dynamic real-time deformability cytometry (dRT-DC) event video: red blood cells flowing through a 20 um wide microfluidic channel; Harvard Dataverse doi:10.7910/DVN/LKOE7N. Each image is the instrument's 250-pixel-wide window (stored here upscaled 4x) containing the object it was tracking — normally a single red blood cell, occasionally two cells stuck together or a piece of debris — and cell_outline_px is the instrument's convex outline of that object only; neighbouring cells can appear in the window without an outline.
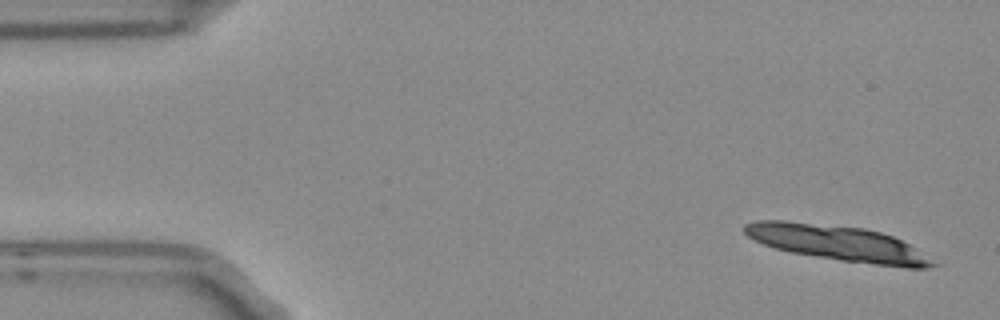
{"species": "Egyptian fruit bat (a non-hibernating species)", "species_latin": "Rousettus aegyptiacus", "temperature_condition": "room temperature", "stored_images_in_passage": 9, "camera_frame_rate_fps": 3000, "um_per_image_px": 0.085, "frame": {"image": 1, "passage_image": 1, "time_ms": 0.0, "image_size_px": [1000, 320], "cell_outline_px": [[940, 264], [928, 268], [908, 268], [844, 260], [792, 252], [776, 248], [764, 244], [748, 236], [744, 232], [744, 224], [756, 220], [788, 220], [864, 228], [880, 232], [892, 236], [908, 244]], "centroid_in_image_um": [71.21, 20.65], "position_along_channel_um": 13.8, "area_um2": 38.32}}
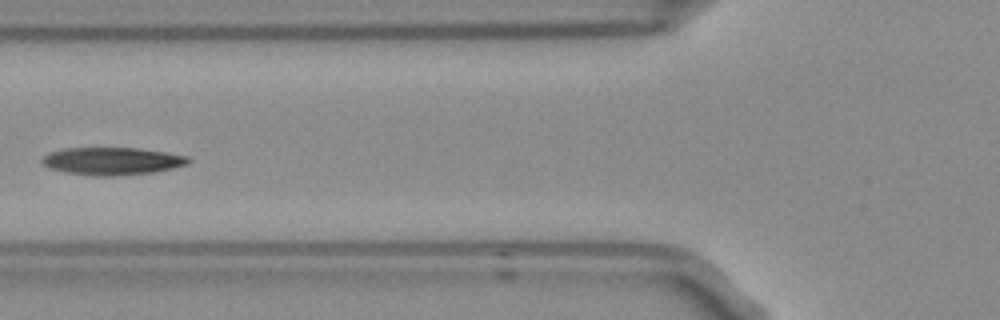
{"frame": {"image": 2, "passage_image": 6, "time_ms": 1.667, "image_size_px": [1000, 320], "cell_outline_px": [[192, 160], [188, 164], [172, 168], [152, 172], [116, 176], [92, 176], [68, 172], [48, 168], [40, 160], [48, 152], [64, 148], [136, 148], [164, 152], [188, 156]], "centroid_in_image_um": [9.51, 13.69], "position_along_channel_um": 116.3, "area_um2": 23.47}}
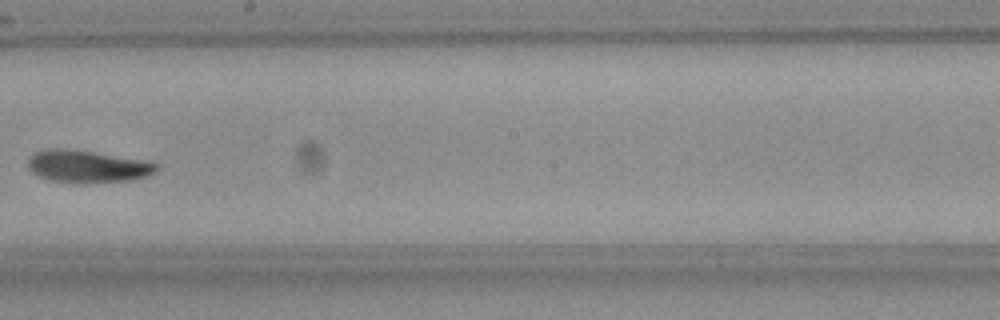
{"frame": {"image": 3, "passage_image": 9, "time_ms": 2.667, "image_size_px": [1000, 320], "cell_outline_px": [[160, 168], [156, 172], [148, 176], [132, 180], [84, 184], [48, 180], [32, 172], [28, 168], [28, 160], [36, 152], [48, 148], [64, 148], [148, 160], [160, 164]], "centroid_in_image_um": [7.5, 14.16], "position_along_channel_um": 240.7, "area_um2": 24.62}}